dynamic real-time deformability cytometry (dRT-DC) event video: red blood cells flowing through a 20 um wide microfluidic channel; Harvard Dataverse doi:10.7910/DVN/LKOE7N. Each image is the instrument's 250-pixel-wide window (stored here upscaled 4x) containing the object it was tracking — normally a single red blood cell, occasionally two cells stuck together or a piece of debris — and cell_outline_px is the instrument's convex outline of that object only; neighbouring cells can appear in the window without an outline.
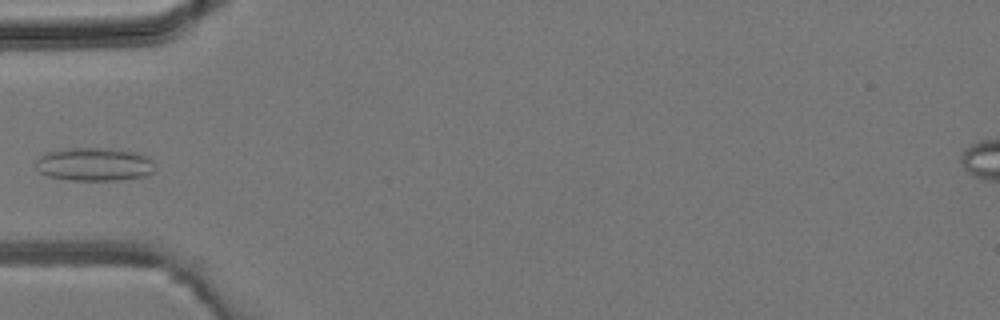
{"species": "common noctule bat (a hibernating species)", "species_latin": "Nyctalus noctula", "temperature_condition": "room temperature", "stored_images_in_passage": 5, "camera_frame_rate_fps": 3000, "um_per_image_px": 0.085, "animal": {"sex": "male", "body_mass_g": 19.2, "forearm_length_mm": 51.8}, "frame": {"image": 1, "passage_image": 5, "time_ms": 5.333, "image_size_px": [1000, 320], "cell_outline_px": [[152, 172], [144, 176], [116, 180], [72, 180], [48, 176], [40, 172], [36, 168], [36, 160], [40, 156], [48, 152], [72, 148], [112, 148], [136, 152], [148, 156], [152, 160]], "centroid_in_image_um": [8.01, 13.96], "position_along_channel_um": 77.0, "area_um2": 22.95}}